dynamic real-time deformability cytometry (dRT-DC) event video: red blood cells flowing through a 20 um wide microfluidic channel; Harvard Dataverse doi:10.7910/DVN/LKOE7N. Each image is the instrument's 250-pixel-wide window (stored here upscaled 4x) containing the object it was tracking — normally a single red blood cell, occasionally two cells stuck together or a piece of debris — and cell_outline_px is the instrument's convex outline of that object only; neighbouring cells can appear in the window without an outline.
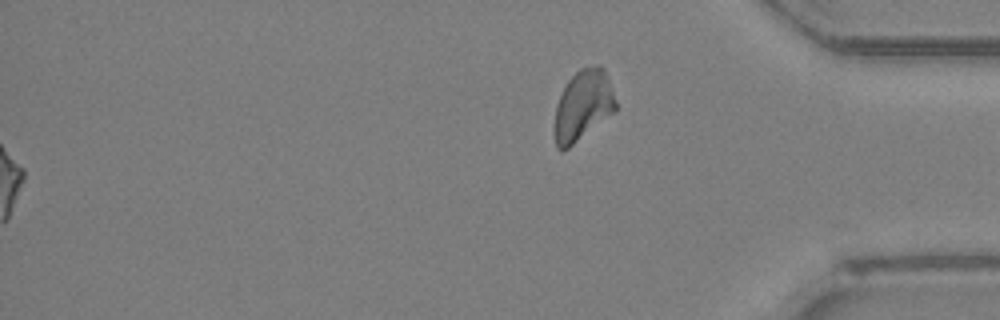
{"species": "Egyptian fruit bat (a non-hibernating species)", "species_latin": "Rousettus aegyptiacus", "temperature_condition": "room temperature", "stored_images_in_passage": 44, "segment_of_instrument_passage": [2, 2], "camera_frame_rate_fps": 3000, "um_per_image_px": 0.085, "animal": {"sex": "female"}, "frame": {"image": 1, "passage_image": 44, "time_ms": 14.333, "image_size_px": [1000, 320], "cell_outline_px": [[616, 112], [568, 148], [560, 152], [556, 148], [552, 132], [556, 104], [568, 80], [580, 68], [596, 64], [600, 64], [604, 68], [616, 100]], "centroid_in_image_um": [49.53, 8.99], "position_along_channel_um": 385.7, "area_um2": 25.66}}